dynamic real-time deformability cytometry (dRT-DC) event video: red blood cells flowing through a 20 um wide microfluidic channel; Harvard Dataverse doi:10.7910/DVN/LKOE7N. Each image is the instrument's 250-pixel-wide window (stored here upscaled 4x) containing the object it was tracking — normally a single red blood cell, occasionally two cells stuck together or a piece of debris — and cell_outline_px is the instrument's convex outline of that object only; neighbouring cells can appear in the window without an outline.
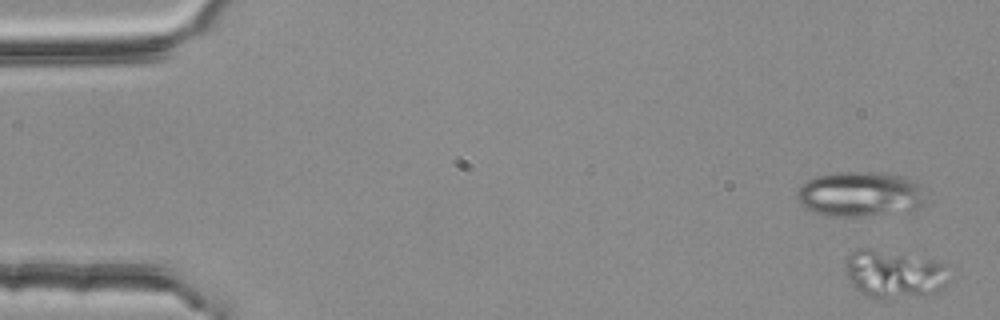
{"species": "common noctule bat (a hibernating species)", "species_latin": "Nyctalus noctula", "temperature_condition": "room temperature", "stored_images_in_passage": 15, "camera_frame_rate_fps": 3000, "um_per_image_px": 0.085, "animal": {"sex": "female", "body_mass_g": 25.1}, "frame": {"image": 1, "passage_image": 1, "time_ms": 0.0, "image_size_px": [1000, 320], "cell_outline_px": [[948, 280], [944, 288], [936, 292], [884, 300], [868, 296], [860, 292], [856, 288], [848, 276], [844, 268], [844, 260], [852, 252], [860, 248], [868, 248], [936, 260], [944, 264]], "centroid_in_image_um": [75.97, 23.29], "position_along_channel_um": 9.0, "area_um2": 28.78}}